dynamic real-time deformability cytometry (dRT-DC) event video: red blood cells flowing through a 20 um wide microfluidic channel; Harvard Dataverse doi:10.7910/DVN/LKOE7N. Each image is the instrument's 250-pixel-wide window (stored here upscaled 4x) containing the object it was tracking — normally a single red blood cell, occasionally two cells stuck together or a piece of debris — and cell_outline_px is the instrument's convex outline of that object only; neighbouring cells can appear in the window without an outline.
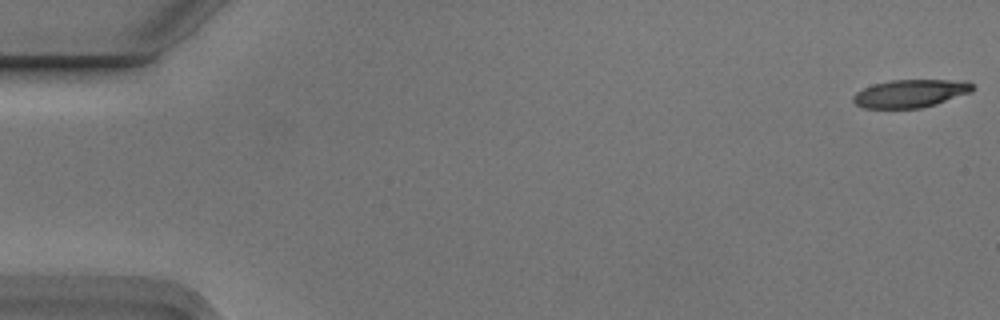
{"species": "Egyptian fruit bat (a non-hibernating species)", "species_latin": "Rousettus aegyptiacus", "temperature_condition": "cold", "stored_images_in_passage": 4, "camera_frame_rate_fps": 3000, "um_per_image_px": 0.085, "animal": {"sex": "male"}, "frame": {"image": 1, "passage_image": 1, "time_ms": 0.0, "image_size_px": [1000, 320], "cell_outline_px": [[976, 88], [972, 92], [936, 104], [920, 108], [864, 108], [856, 104], [852, 100], [852, 96], [856, 92], [864, 88], [876, 84], [892, 80], [968, 80]], "centroid_in_image_um": [77.43, 7.94], "position_along_channel_um": 7.6, "area_um2": 19.48}}